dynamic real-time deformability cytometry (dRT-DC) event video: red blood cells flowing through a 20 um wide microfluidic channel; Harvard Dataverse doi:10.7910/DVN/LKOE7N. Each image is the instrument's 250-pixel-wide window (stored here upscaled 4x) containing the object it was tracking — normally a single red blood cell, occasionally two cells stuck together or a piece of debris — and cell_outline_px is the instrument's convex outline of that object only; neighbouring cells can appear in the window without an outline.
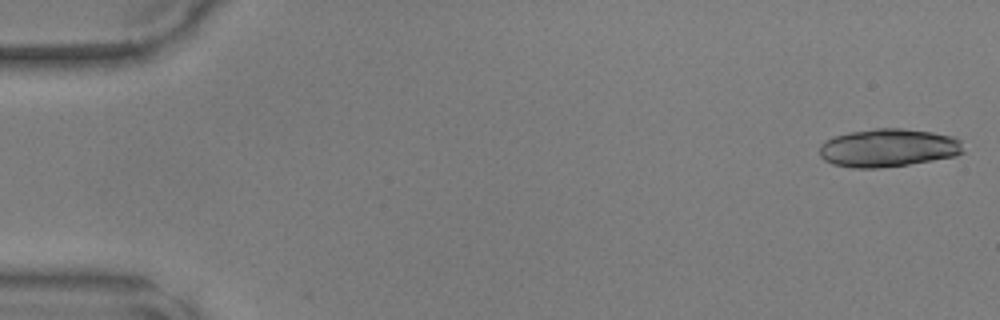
{"species": "common noctule bat (a hibernating species)", "species_latin": "Nyctalus noctula", "temperature_condition": "warm", "stored_images_in_passage": 13, "camera_frame_rate_fps": 3000, "um_per_image_px": 0.085, "animal": {"sex": "male", "body_mass_g": 17.9, "forearm_length_mm": 54.2}, "frame": {"image": 1, "passage_image": 1, "time_ms": 0.0, "image_size_px": [1000, 320], "cell_outline_px": [[964, 152], [956, 156], [908, 164], [880, 168], [852, 168], [832, 164], [824, 160], [820, 156], [820, 144], [824, 140], [832, 136], [848, 132], [876, 128], [904, 128], [932, 132], [956, 136], [960, 140]], "centroid_in_image_um": [75.48, 12.56], "position_along_channel_um": 9.5, "area_um2": 32.37}}